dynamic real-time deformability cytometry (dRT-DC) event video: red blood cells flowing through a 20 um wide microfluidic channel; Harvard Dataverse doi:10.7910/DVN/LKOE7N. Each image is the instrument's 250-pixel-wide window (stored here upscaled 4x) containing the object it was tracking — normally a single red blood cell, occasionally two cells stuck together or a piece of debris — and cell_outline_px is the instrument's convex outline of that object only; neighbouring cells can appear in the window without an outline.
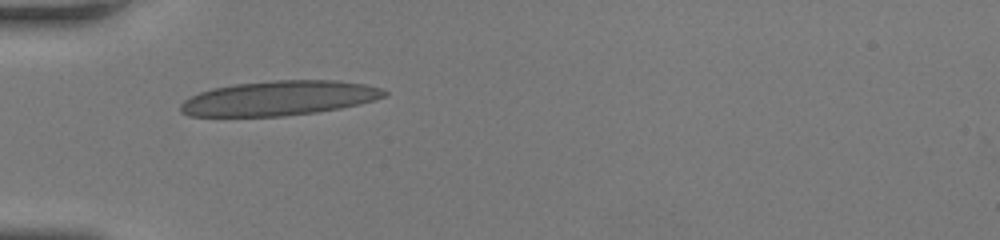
{"species": "human", "species_latin": "Homo sapiens", "temperature_condition": "room temperature", "stored_images_in_passage": 36, "camera_frame_rate_fps": 3000, "um_per_image_px": 0.085, "donor": {"sex": "female"}, "frame": {"image": 1, "passage_image": 1, "time_ms": 0.0, "image_size_px": [1000, 240], "cell_outline_px": [[388, 96], [360, 104], [340, 108], [316, 112], [284, 116], [188, 116], [180, 112], [180, 104], [184, 100], [200, 92], [212, 88], [236, 84], [276, 80], [336, 80], [364, 84], [380, 88], [388, 92]], "centroid_in_image_um": [23.73, 8.35], "position_along_channel_um": 61.3, "area_um2": 41.15}}
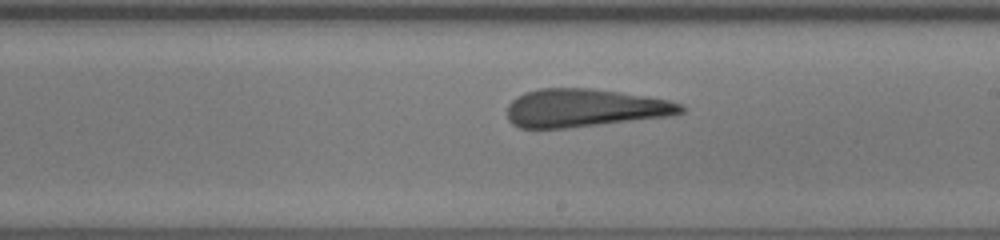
{"frame": {"image": 2, "passage_image": 15, "time_ms": 4.667, "image_size_px": [1000, 240], "cell_outline_px": [[684, 112], [676, 116], [568, 128], [520, 128], [512, 124], [508, 120], [508, 104], [516, 96], [524, 92], [540, 88], [588, 88], [620, 92], [668, 100], [680, 104], [684, 108]], "centroid_in_image_um": [49.7, 9.19], "position_along_channel_um": 239.3, "area_um2": 38.84}}
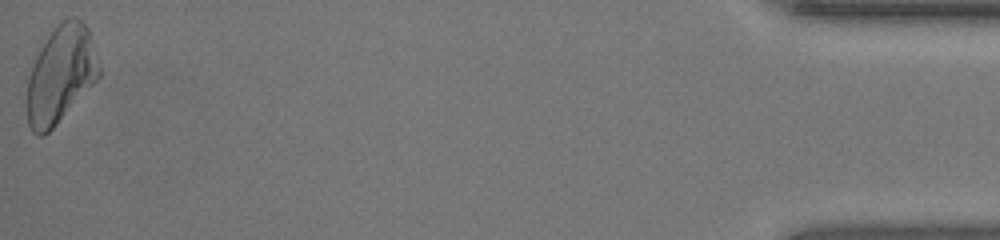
{"frame": {"image": 3, "passage_image": 36, "time_ms": 11.667, "image_size_px": [1000, 240], "cell_outline_px": [[100, 76], [56, 124], [44, 136], [36, 136], [32, 132], [28, 124], [28, 76], [36, 56], [40, 48], [48, 36], [68, 16], [76, 16], [88, 28], [100, 68]], "centroid_in_image_um": [5.16, 6.33], "position_along_channel_um": 430.0, "area_um2": 40.0}, "authors_computed_cell_mechanics": {"area_um2": 39.5641, "velocity_mm_per_s": 4.0943, "shape_relaxation_time_tau1_ms": null, "shape_relaxation_time_tau2_ms": 2.4441, "deformation_change_tau1": null, "deformation_change_tau2": 0.1111}}